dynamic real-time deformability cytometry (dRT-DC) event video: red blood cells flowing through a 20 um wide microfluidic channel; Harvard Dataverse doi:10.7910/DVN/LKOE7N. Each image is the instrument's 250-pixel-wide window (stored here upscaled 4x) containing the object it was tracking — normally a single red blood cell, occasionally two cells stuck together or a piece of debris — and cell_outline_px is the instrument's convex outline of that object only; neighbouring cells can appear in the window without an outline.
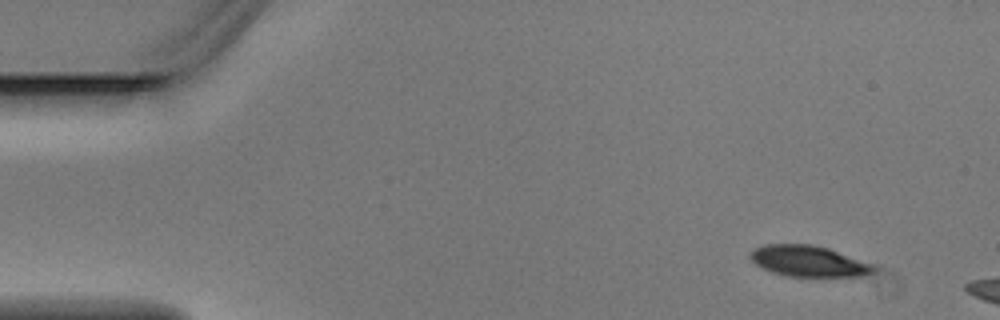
{"species": "Egyptian fruit bat (a non-hibernating species)", "species_latin": "Rousettus aegyptiacus", "temperature_condition": "warm", "stored_images_in_passage": 3, "camera_frame_rate_fps": 3000, "um_per_image_px": 0.085, "animal": {"sex": "male"}, "frame": {"image": 1, "passage_image": 1, "time_ms": 0.0, "image_size_px": [1000, 320], "cell_outline_px": [[876, 268], [872, 272], [864, 276], [788, 276], [772, 272], [756, 264], [748, 256], [752, 248], [764, 244], [812, 244], [828, 248], [872, 264]], "centroid_in_image_um": [68.68, 22.18], "position_along_channel_um": 16.3, "area_um2": 22.14}}